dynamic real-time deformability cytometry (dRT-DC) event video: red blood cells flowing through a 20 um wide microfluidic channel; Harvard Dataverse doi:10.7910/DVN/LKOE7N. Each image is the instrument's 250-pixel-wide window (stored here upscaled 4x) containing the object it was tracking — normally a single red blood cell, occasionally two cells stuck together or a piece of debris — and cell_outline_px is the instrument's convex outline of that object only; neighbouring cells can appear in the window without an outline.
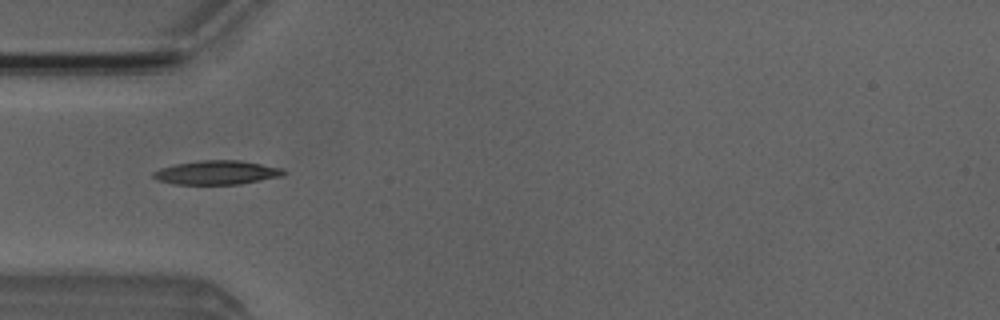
{"species": "Egyptian fruit bat (a non-hibernating species)", "species_latin": "Rousettus aegyptiacus", "temperature_condition": "room temperature", "stored_images_in_passage": 7, "camera_frame_rate_fps": 3000, "um_per_image_px": 0.085, "animal": {"sex": "male"}, "frame": {"image": 1, "passage_image": 4, "time_ms": 3.667, "image_size_px": [1000, 320], "cell_outline_px": [[288, 172], [284, 176], [240, 184], [176, 184], [160, 180], [152, 176], [152, 172], [160, 168], [176, 164], [200, 160], [240, 160], [284, 168]], "centroid_in_image_um": [18.5, 14.66], "position_along_channel_um": 66.5, "area_um2": 18.26}}
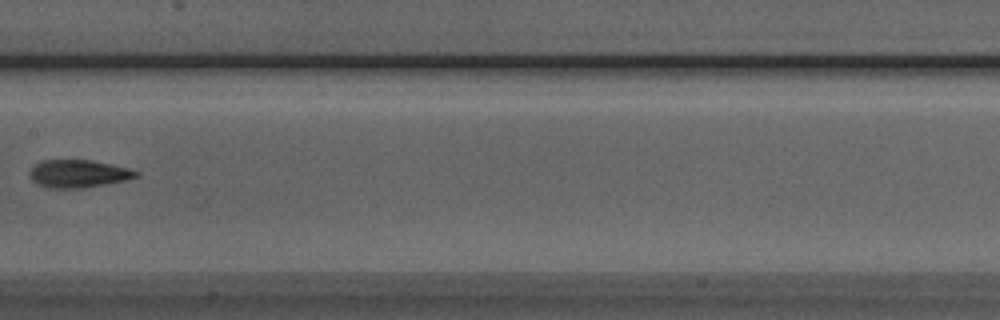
{"frame": {"image": 2, "passage_image": 7, "time_ms": 7.0, "image_size_px": [1000, 320], "cell_outline_px": [[140, 176], [124, 180], [84, 188], [48, 188], [32, 180], [28, 176], [28, 172], [40, 160], [92, 160], [112, 164], [128, 168], [140, 172]], "centroid_in_image_um": [6.66, 14.76], "position_along_channel_um": 200.7, "area_um2": 17.22}}